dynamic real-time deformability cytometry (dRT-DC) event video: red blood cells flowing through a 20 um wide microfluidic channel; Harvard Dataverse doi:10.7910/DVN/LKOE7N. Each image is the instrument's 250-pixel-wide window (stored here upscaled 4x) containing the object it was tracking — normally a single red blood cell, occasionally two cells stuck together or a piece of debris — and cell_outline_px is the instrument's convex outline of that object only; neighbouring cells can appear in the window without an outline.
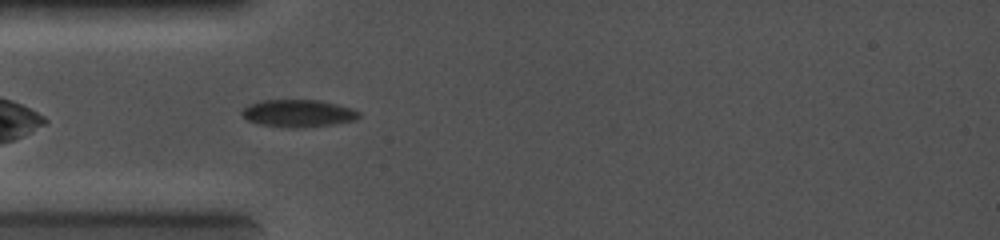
{"species": "common noctule bat (a hibernating species)", "species_latin": "Nyctalus noctula", "temperature_condition": "cold", "stored_images_in_passage": 7, "camera_frame_rate_fps": 5000, "um_per_image_px": 0.085, "animal": {"sex": "female", "body_mass_g": 19.0, "forearm_length_mm": 56.7}, "frame": {"image": 1, "passage_image": 4, "time_ms": 3.0, "image_size_px": [1000, 240], "cell_outline_px": [[360, 116], [356, 120], [332, 124], [300, 128], [296, 128], [260, 124], [248, 120], [240, 112], [248, 104], [264, 100], [320, 100], [352, 108], [360, 112]], "centroid_in_image_um": [25.36, 9.62], "position_along_channel_um": 59.6, "area_um2": 18.55}}
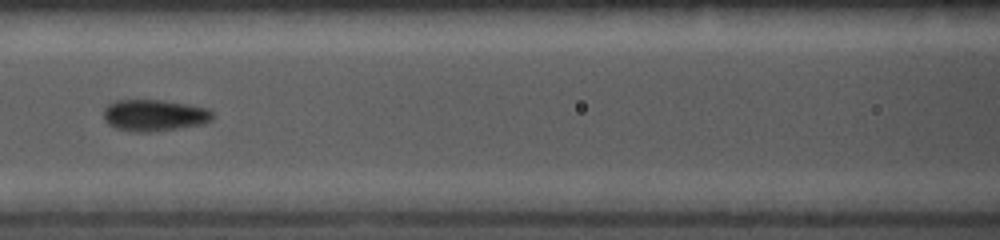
{"frame": {"image": 2, "passage_image": 6, "time_ms": 5.0, "image_size_px": [1000, 240], "cell_outline_px": [[212, 120], [204, 124], [148, 132], [132, 132], [116, 128], [108, 124], [104, 120], [104, 108], [108, 104], [116, 100], [160, 100], [188, 104], [208, 108], [212, 112]], "centroid_in_image_um": [13.1, 9.8], "position_along_channel_um": 153.5, "area_um2": 20.06}}
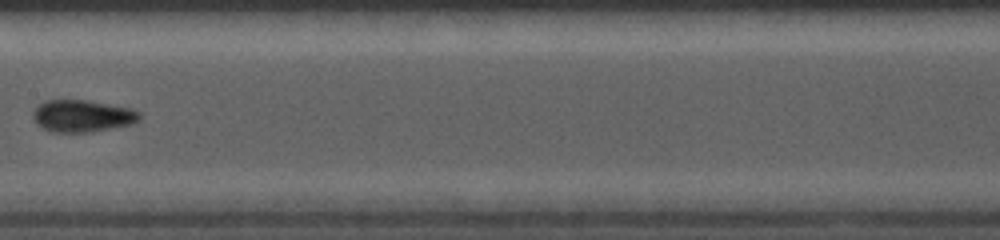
{"frame": {"image": 3, "passage_image": 7, "time_ms": 6.0, "image_size_px": [1000, 240], "cell_outline_px": [[140, 120], [132, 124], [92, 132], [52, 132], [36, 124], [32, 116], [32, 112], [44, 100], [88, 100], [132, 108], [140, 112]], "centroid_in_image_um": [7.01, 9.85], "position_along_channel_um": 200.4, "area_um2": 20.06}}